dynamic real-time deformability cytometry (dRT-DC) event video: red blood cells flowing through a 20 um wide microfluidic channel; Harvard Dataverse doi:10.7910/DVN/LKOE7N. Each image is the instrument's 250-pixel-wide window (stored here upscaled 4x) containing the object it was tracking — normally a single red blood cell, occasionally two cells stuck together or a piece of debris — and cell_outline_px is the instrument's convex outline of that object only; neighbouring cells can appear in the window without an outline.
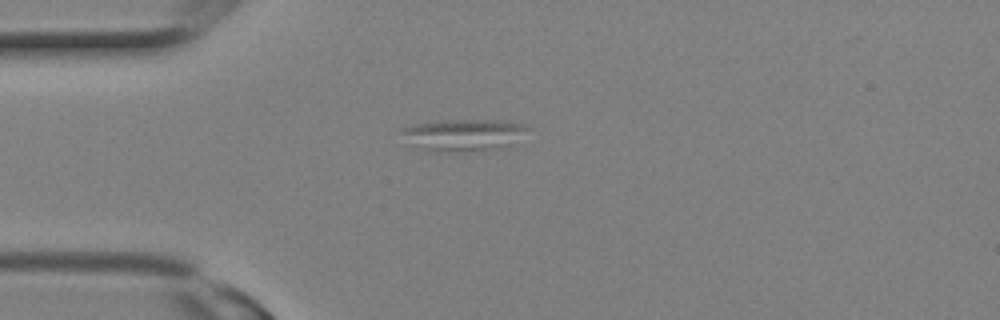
{"species": "Egyptian fruit bat (a non-hibernating species)", "species_latin": "Rousettus aegyptiacus", "temperature_condition": "room temperature", "stored_images_in_passage": 7, "camera_frame_rate_fps": 3000, "um_per_image_px": 0.085, "animal": {"sex": "female"}, "frame": {"image": 1, "passage_image": 1, "time_ms": 0.0, "image_size_px": [1000, 320], "cell_outline_px": [[532, 128], [508, 148], [448, 152], [432, 152], [412, 148], [400, 132], [400, 128], [416, 124], [448, 120], [500, 120], [524, 124]], "centroid_in_image_um": [39.4, 11.49], "position_along_channel_um": 45.6, "area_um2": 24.04}}
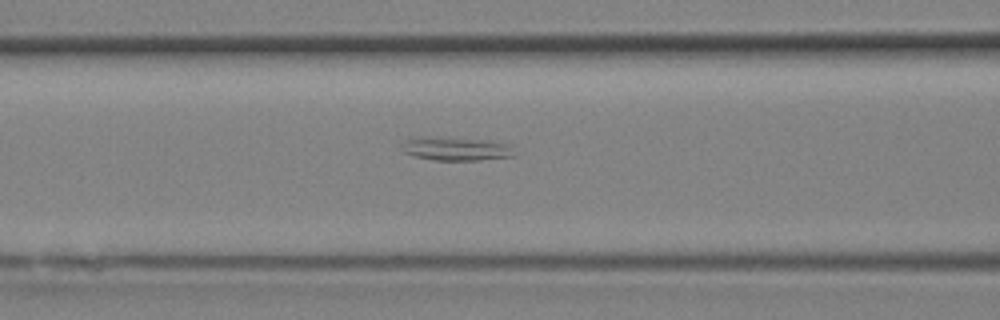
{"frame": {"image": 2, "passage_image": 5, "time_ms": 1.333, "image_size_px": [1000, 320], "cell_outline_px": [[516, 156], [480, 160], [436, 160], [416, 156], [400, 152], [404, 140], [420, 136], [424, 136], [488, 140], [508, 144]], "centroid_in_image_um": [38.72, 12.64], "position_along_channel_um": 127.9, "area_um2": 15.49}}
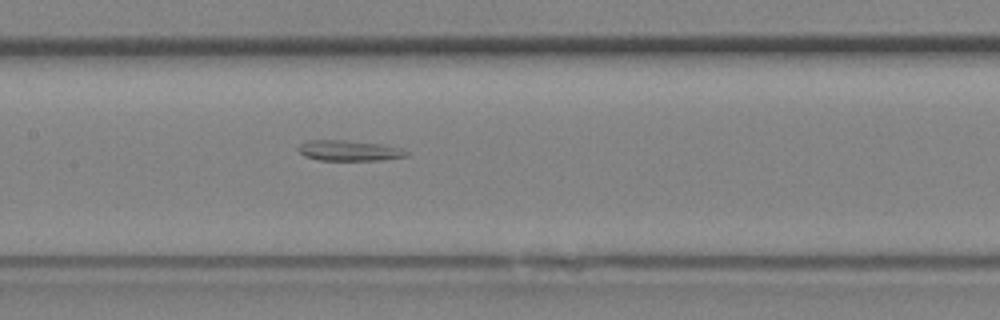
{"frame": {"image": 3, "passage_image": 7, "time_ms": 2.0, "image_size_px": [1000, 320], "cell_outline_px": [[408, 156], [380, 160], [320, 160], [304, 156], [296, 148], [300, 144], [308, 140], [348, 140], [380, 144], [400, 148], [408, 152]], "centroid_in_image_um": [29.65, 12.8], "position_along_channel_um": 177.8, "area_um2": 12.89}}